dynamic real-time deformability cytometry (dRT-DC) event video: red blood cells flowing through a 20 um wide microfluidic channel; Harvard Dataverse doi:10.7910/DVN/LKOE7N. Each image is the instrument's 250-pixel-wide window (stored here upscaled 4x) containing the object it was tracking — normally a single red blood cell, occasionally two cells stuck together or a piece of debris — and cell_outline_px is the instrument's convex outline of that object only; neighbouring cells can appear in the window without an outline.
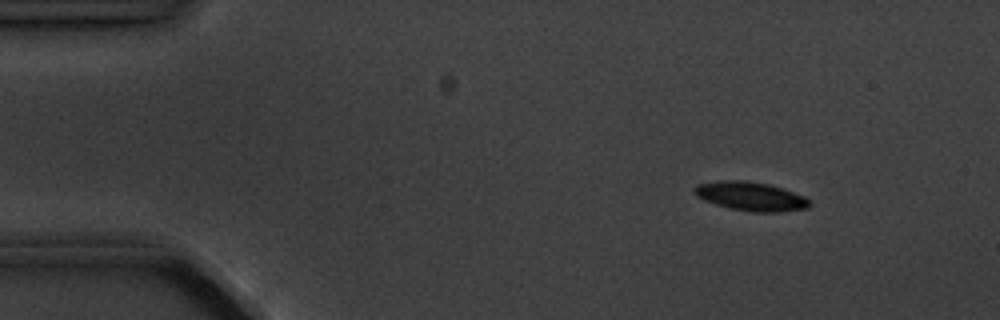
{"species": "common noctule bat (a hibernating species)", "species_latin": "Nyctalus noctula", "temperature_condition": "cold", "stored_images_in_passage": 6, "camera_frame_rate_fps": 3000, "um_per_image_px": 0.085, "animal": {"sex": "male", "body_mass_g": 20.1, "forearm_length_mm": 53.5}, "frame": {"image": 1, "passage_image": 2, "time_ms": 1.0, "image_size_px": [1000, 320], "cell_outline_px": [[812, 204], [808, 208], [776, 212], [752, 212], [732, 208], [716, 204], [704, 200], [696, 196], [692, 192], [692, 188], [696, 184], [720, 180], [744, 180], [768, 184], [804, 196]], "centroid_in_image_um": [63.76, 16.68], "position_along_channel_um": 21.2, "area_um2": 19.31}}